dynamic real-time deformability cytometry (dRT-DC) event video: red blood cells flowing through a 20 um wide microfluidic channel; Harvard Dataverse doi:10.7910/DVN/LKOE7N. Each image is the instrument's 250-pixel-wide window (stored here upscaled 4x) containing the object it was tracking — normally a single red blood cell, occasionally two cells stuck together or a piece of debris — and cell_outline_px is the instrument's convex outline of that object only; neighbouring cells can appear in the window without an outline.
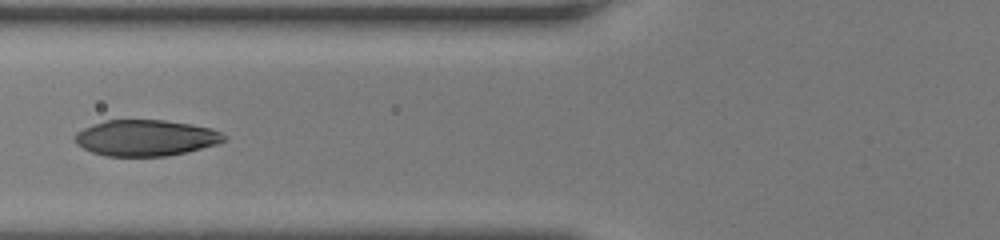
{"species": "human", "species_latin": "Homo sapiens", "temperature_condition": "room temperature", "stored_images_in_passage": 18, "segment_of_instrument_passage": [2, 2], "camera_frame_rate_fps": 3000, "um_per_image_px": 0.085, "donor": {"sex": "female"}, "frame": {"image": 1, "passage_image": 16, "time_ms": 5.0, "image_size_px": [1000, 240], "cell_outline_px": [[228, 140], [216, 144], [168, 156], [104, 156], [92, 152], [76, 144], [76, 132], [84, 128], [108, 120], [164, 120], [192, 124], [212, 128], [224, 132], [228, 136]], "centroid_in_image_um": [12.45, 11.72], "position_along_channel_um": 113.3, "area_um2": 31.33}}